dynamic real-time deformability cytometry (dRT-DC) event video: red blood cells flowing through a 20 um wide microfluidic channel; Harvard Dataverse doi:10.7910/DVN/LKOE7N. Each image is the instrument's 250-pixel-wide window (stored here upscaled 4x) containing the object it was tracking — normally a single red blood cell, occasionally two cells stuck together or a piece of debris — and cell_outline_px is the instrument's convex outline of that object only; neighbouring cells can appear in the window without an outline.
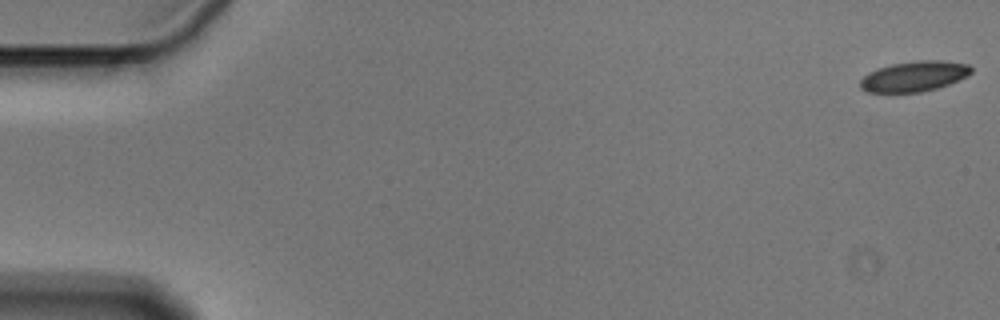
{"species": "Egyptian fruit bat (a non-hibernating species)", "species_latin": "Rousettus aegyptiacus", "temperature_condition": "cold", "stored_images_in_passage": 18, "camera_frame_rate_fps": 3000, "um_per_image_px": 0.085, "animal": {"sex": "male"}, "frame": {"image": 1, "passage_image": 1, "time_ms": 0.0, "image_size_px": [1000, 320], "cell_outline_px": [[972, 72], [968, 76], [948, 84], [936, 88], [920, 92], [868, 92], [860, 88], [860, 80], [868, 72], [892, 64], [916, 60], [940, 60], [968, 64], [972, 68]], "centroid_in_image_um": [77.71, 6.48], "position_along_channel_um": 7.3, "area_um2": 19.54}}
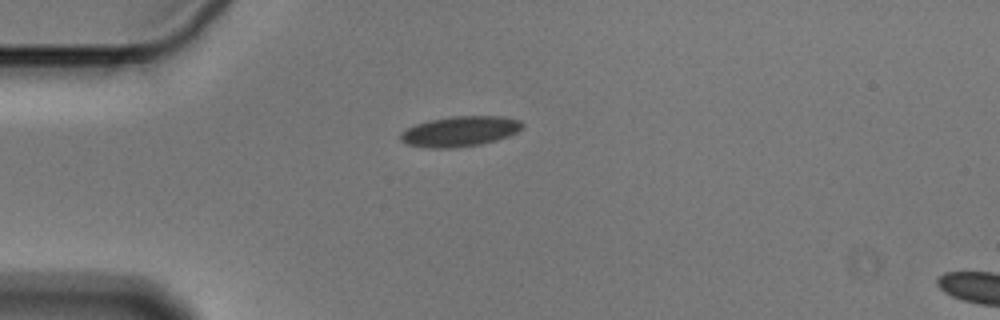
{"frame": {"image": 2, "passage_image": 15, "time_ms": 4.667, "image_size_px": [1000, 320], "cell_outline_px": [[524, 128], [508, 136], [496, 140], [480, 144], [456, 148], [424, 148], [408, 144], [400, 140], [400, 132], [416, 124], [428, 120], [452, 116], [500, 116], [520, 120], [524, 124]], "centroid_in_image_um": [39.09, 11.16], "position_along_channel_um": 45.9, "area_um2": 21.62}}